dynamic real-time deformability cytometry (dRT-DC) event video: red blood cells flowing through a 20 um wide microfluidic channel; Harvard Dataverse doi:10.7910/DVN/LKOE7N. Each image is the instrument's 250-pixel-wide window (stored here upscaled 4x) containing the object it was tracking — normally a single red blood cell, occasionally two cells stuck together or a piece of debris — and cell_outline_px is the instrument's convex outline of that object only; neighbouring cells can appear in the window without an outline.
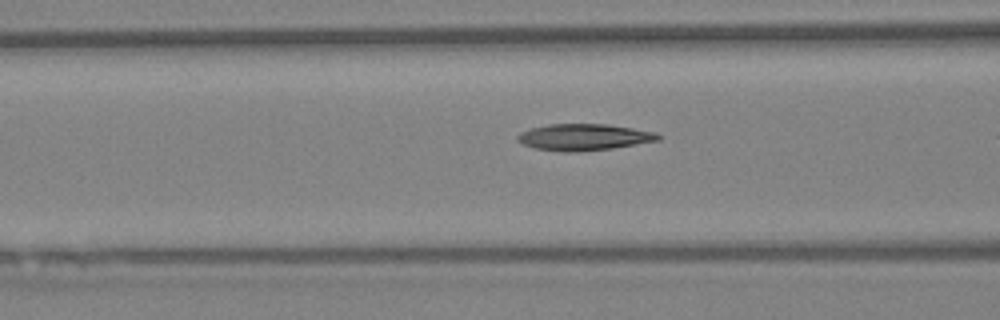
{"species": "Egyptian fruit bat (a non-hibernating species)", "species_latin": "Rousettus aegyptiacus", "temperature_condition": "warm", "stored_images_in_passage": 14, "camera_frame_rate_fps": 3000, "um_per_image_px": 0.085, "animal": {"sex": "female"}, "frame": {"image": 1, "passage_image": 12, "time_ms": 3.667, "image_size_px": [1000, 320], "cell_outline_px": [[660, 140], [612, 148], [568, 152], [564, 152], [536, 148], [524, 144], [516, 140], [516, 136], [520, 132], [532, 128], [548, 124], [608, 124], [656, 132], [660, 136]], "centroid_in_image_um": [49.62, 11.65], "position_along_channel_um": 117.0, "area_um2": 21.5}}